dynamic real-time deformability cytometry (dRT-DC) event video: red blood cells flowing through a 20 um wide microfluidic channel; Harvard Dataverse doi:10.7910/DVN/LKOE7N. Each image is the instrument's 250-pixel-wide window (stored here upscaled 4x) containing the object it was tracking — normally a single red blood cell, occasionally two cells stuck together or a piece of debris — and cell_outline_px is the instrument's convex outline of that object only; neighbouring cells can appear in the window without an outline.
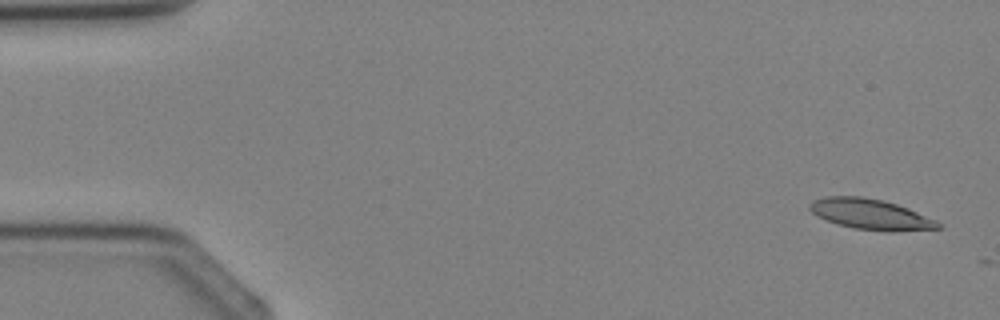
{"species": "Egyptian fruit bat (a non-hibernating species)", "species_latin": "Rousettus aegyptiacus", "temperature_condition": "cold", "stored_images_in_passage": 2, "camera_frame_rate_fps": 3000, "um_per_image_px": 0.085, "animal": {"sex": "female"}, "frame": {"image": 1, "passage_image": 1, "time_ms": 0.0, "image_size_px": [1000, 320], "cell_outline_px": [[940, 228], [856, 228], [836, 224], [812, 212], [808, 208], [808, 204], [812, 200], [824, 196], [864, 196], [884, 200], [908, 208], [936, 220], [940, 224]], "centroid_in_image_um": [73.86, 18.12], "position_along_channel_um": 11.1, "area_um2": 21.56}}